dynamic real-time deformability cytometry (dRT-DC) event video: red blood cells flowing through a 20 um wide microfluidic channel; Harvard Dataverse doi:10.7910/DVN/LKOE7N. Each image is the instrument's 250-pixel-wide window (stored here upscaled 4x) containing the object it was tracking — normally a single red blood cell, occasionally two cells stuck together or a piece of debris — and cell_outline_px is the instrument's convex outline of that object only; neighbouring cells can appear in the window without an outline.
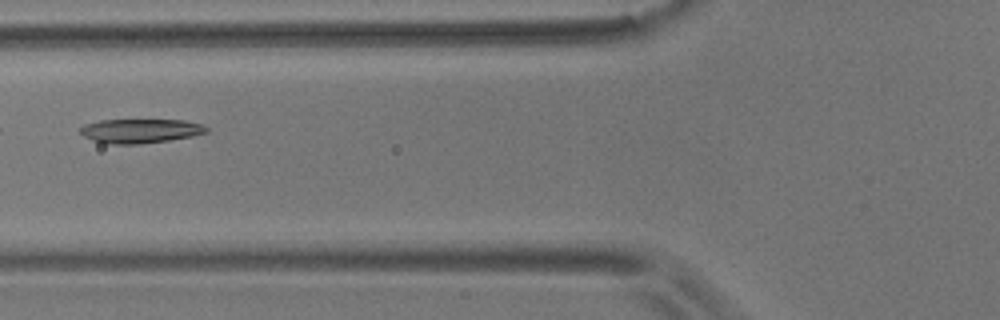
{"species": "common noctule bat (a hibernating species)", "species_latin": "Nyctalus noctula", "temperature_condition": "room temperature", "stored_images_in_passage": 14, "camera_frame_rate_fps": 3000, "um_per_image_px": 0.085, "animal": {"sex": "male", "body_mass_g": 17.9}, "frame": {"image": 1, "passage_image": 5, "time_ms": 6.0, "image_size_px": [1000, 320], "cell_outline_px": [[208, 132], [192, 136], [168, 140], [140, 144], [104, 144], [92, 140], [84, 136], [80, 132], [80, 128], [84, 124], [100, 120], [184, 120], [200, 124], [208, 128]], "centroid_in_image_um": [11.89, 11.13], "position_along_channel_um": 113.9, "area_um2": 17.8}}
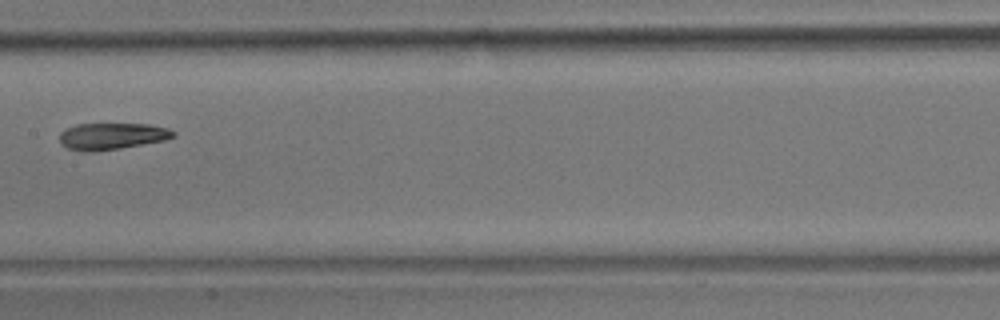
{"frame": {"image": 2, "passage_image": 7, "time_ms": 8.333, "image_size_px": [1000, 320], "cell_outline_px": [[176, 136], [164, 140], [120, 148], [92, 152], [84, 152], [68, 148], [60, 140], [60, 132], [64, 128], [76, 124], [148, 124], [168, 128], [176, 132]], "centroid_in_image_um": [9.51, 11.57], "position_along_channel_um": 197.9, "area_um2": 17.63}, "authors_computed_cell_mechanics": {"area_um2": 18.0625, "velocity_mm_per_s": 3.588, "shape_relaxation_time_tau1_ms": 5.8493, "shape_relaxation_time_tau2_ms": null, "deformation_change_tau1": 0.1475, "deformation_change_tau2": null}}